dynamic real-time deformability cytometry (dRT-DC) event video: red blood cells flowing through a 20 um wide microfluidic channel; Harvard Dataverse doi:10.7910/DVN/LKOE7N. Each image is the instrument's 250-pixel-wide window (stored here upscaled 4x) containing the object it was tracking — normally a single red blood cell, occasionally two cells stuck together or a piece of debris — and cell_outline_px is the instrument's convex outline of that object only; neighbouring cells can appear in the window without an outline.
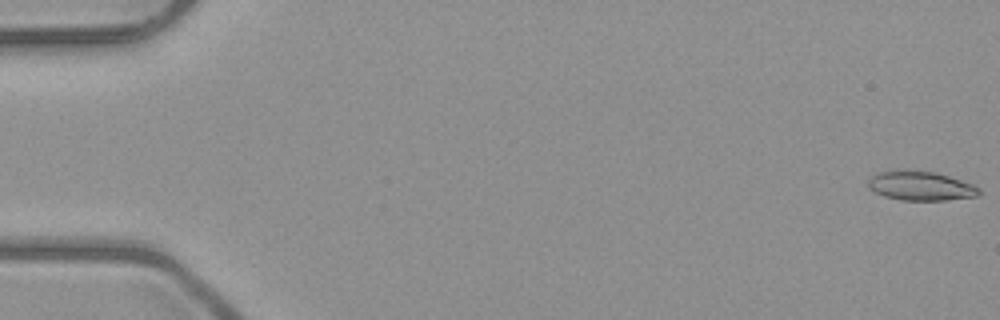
{"species": "common noctule bat (a hibernating species)", "species_latin": "Nyctalus noctula", "temperature_condition": "room temperature", "stored_images_in_passage": 5, "camera_frame_rate_fps": 3000, "um_per_image_px": 0.085, "animal": {"sex": "male", "body_mass_g": 23.1, "forearm_length_mm": 52.7}, "frame": {"image": 1, "passage_image": 1, "time_ms": 0.0, "image_size_px": [1000, 320], "cell_outline_px": [[980, 192], [976, 196], [944, 200], [900, 200], [884, 196], [868, 188], [868, 180], [872, 176], [880, 172], [936, 172], [972, 184], [980, 188]], "centroid_in_image_um": [78.27, 15.83], "position_along_channel_um": 6.7, "area_um2": 18.21}}
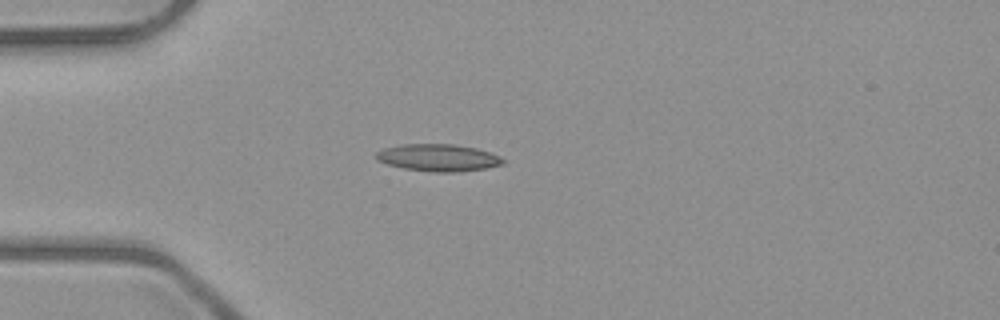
{"frame": {"image": 2, "passage_image": 5, "time_ms": 4.667, "image_size_px": [1000, 320], "cell_outline_px": [[504, 164], [488, 168], [460, 172], [436, 172], [404, 168], [388, 164], [376, 160], [376, 152], [384, 148], [400, 144], [452, 144], [476, 148], [500, 156], [504, 160]], "centroid_in_image_um": [37.26, 13.4], "position_along_channel_um": 47.7, "area_um2": 20.06}}